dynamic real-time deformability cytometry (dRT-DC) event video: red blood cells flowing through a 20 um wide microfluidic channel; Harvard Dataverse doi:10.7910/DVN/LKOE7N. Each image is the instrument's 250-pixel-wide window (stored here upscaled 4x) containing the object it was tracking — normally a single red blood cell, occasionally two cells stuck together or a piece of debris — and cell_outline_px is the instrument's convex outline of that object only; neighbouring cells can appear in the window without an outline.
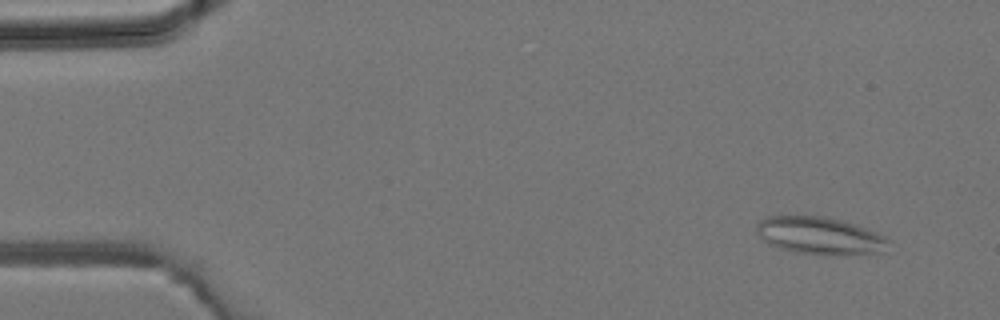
{"species": "common noctule bat (a hibernating species)", "species_latin": "Nyctalus noctula", "temperature_condition": "room temperature", "stored_images_in_passage": 4, "camera_frame_rate_fps": 3000, "um_per_image_px": 0.085, "animal": {"sex": "male", "body_mass_g": 19.2, "forearm_length_mm": 51.8}, "frame": {"image": 1, "passage_image": 1, "time_ms": 0.0, "image_size_px": [1000, 320], "cell_outline_px": [[888, 240], [884, 252], [796, 252], [780, 248], [764, 240], [756, 232], [756, 224], [760, 220], [768, 216], [824, 216], [840, 220], [876, 232], [884, 236]], "centroid_in_image_um": [69.6, 19.97], "position_along_channel_um": 15.4, "area_um2": 27.28}}